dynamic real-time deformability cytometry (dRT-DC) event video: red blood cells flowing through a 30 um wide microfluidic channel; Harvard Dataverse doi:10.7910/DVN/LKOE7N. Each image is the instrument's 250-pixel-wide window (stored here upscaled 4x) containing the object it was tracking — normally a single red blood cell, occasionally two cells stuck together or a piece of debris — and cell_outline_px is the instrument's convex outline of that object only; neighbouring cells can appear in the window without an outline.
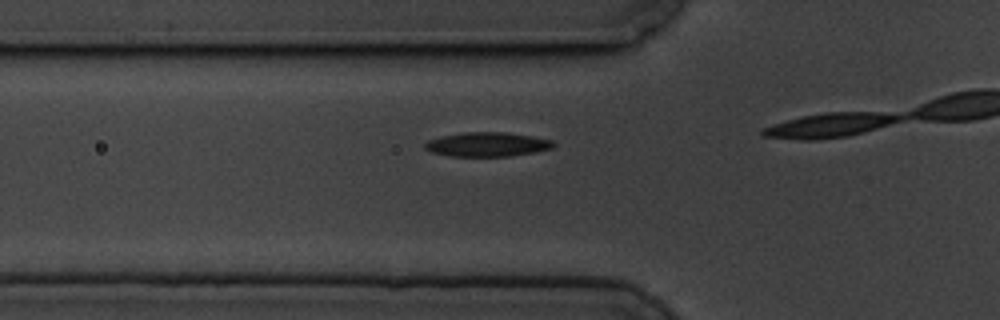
{"species": "common noctule bat (a hibernating species)", "species_latin": "Nyctalus noctula", "temperature_condition": "cold", "stored_images_in_passage": 20, "camera_frame_rate_fps": 3000, "um_per_image_px": 0.085, "animal": {"sex": "male", "body_mass_g": 19.5, "forearm_length_mm": 54.6}, "frame": {"image": 1, "passage_image": 16, "time_ms": 5.0, "image_size_px": [1000, 320], "cell_outline_px": [[556, 144], [552, 148], [536, 152], [508, 156], [452, 156], [432, 152], [424, 148], [424, 144], [428, 140], [440, 136], [464, 132], [504, 132], [532, 136], [552, 140]], "centroid_in_image_um": [41.42, 12.27], "position_along_channel_um": 84.4, "area_um2": 18.15}}
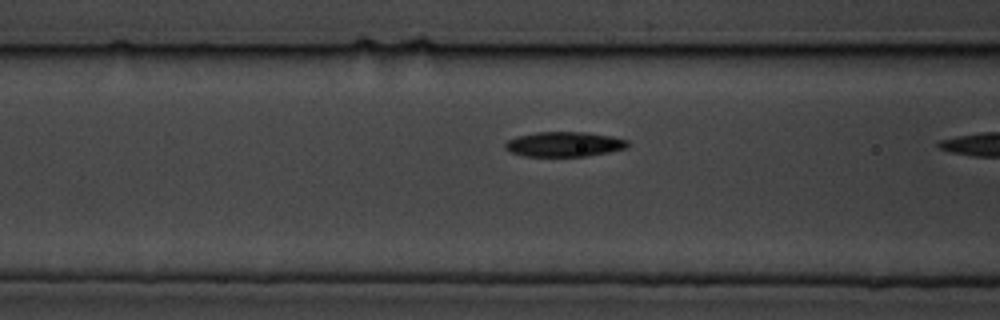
{"frame": {"image": 2, "passage_image": 19, "time_ms": 6.0, "image_size_px": [1000, 320], "cell_outline_px": [[628, 148], [608, 152], [584, 156], [524, 156], [508, 152], [504, 148], [504, 144], [508, 140], [516, 136], [536, 132], [588, 132], [612, 136], [628, 140]], "centroid_in_image_um": [47.93, 12.25], "position_along_channel_um": 118.7, "area_um2": 17.92}}